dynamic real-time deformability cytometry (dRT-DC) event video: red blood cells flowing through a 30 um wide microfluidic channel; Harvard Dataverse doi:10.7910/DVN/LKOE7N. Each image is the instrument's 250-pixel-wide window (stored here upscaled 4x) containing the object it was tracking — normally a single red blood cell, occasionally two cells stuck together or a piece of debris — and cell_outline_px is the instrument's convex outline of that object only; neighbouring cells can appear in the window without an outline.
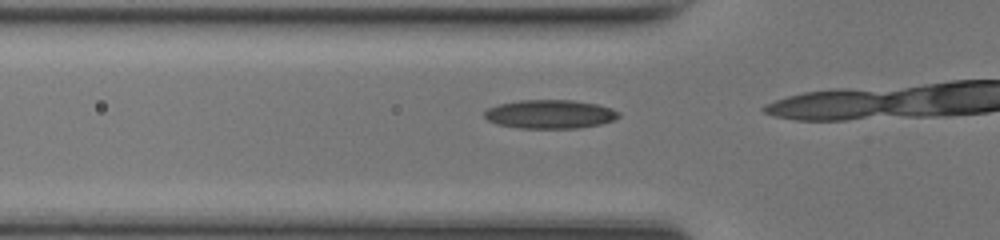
{"species": "common noctule bat (a hibernating species)", "species_latin": "Nyctalus noctula", "temperature_condition": "room temperature", "stored_images_in_passage": 12, "camera_frame_rate_fps": 3000, "um_per_image_px": 0.085, "animal": {"sex": "female", "body_mass_g": 17.0, "forearm_length_mm": 48.0}, "frame": {"image": 1, "passage_image": 10, "time_ms": 3.0, "image_size_px": [1000, 240], "cell_outline_px": [[620, 116], [612, 120], [600, 124], [580, 128], [516, 128], [496, 124], [488, 120], [484, 116], [484, 112], [488, 108], [500, 104], [520, 100], [572, 100], [596, 104], [612, 108], [620, 112]], "centroid_in_image_um": [46.74, 9.71], "position_along_channel_um": 79.1, "area_um2": 22.48}}